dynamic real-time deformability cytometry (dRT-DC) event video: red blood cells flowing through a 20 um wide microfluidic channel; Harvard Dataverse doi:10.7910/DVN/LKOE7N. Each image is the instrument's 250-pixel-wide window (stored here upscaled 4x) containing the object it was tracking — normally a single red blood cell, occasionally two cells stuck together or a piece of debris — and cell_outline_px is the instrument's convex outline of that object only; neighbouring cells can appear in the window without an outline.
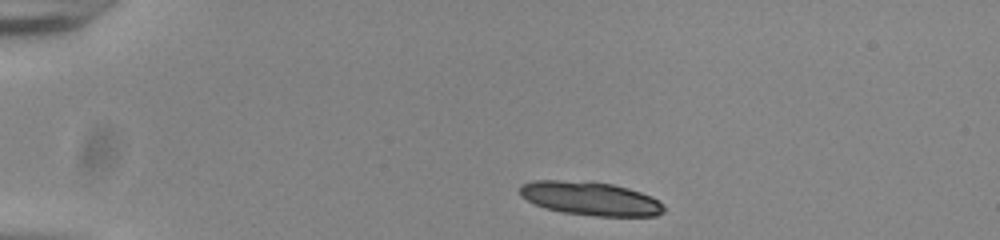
{"species": "common noctule bat (a hibernating species)", "species_latin": "Nyctalus noctula", "temperature_condition": "room temperature", "stored_images_in_passage": 11, "camera_frame_rate_fps": 3000, "um_per_image_px": 0.085, "animal": {"sex": "male", "body_mass_g": 20.0, "forearm_length_mm": 53.3}, "frame": {"image": 1, "passage_image": 1, "time_ms": 0.0, "image_size_px": [1000, 240], "cell_outline_px": [[664, 212], [656, 216], [596, 216], [564, 212], [544, 208], [520, 196], [520, 184], [532, 180], [588, 180], [612, 184], [628, 188], [652, 196], [664, 204]], "centroid_in_image_um": [50.18, 16.86], "position_along_channel_um": 34.8, "area_um2": 28.55}}